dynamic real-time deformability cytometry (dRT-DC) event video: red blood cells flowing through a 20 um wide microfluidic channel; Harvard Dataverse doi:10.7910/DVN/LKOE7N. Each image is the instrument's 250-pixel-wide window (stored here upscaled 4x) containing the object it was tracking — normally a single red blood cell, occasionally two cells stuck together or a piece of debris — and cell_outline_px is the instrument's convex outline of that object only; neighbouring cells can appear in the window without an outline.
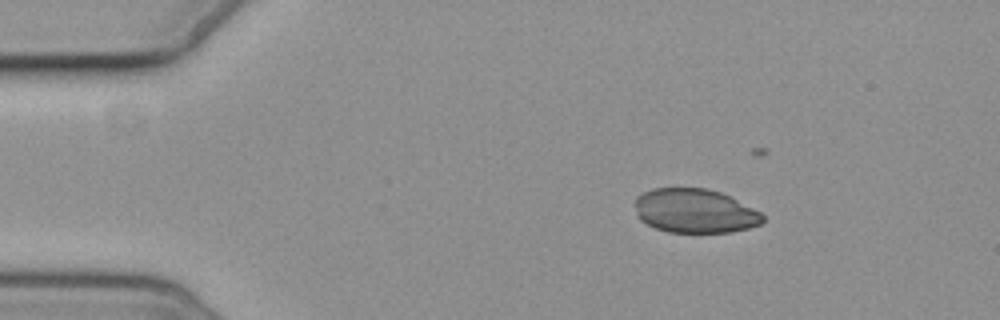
{"species": "common noctule bat (a hibernating species)", "species_latin": "Nyctalus noctula", "temperature_condition": "cold", "stored_images_in_passage": 5, "camera_frame_rate_fps": 3000, "um_per_image_px": 0.085, "animal": {"sex": "female", "body_mass_g": 19.3, "forearm_length_mm": 54.1}, "frame": {"image": 1, "passage_image": 2, "time_ms": 1.333, "image_size_px": [1000, 320], "cell_outline_px": [[764, 220], [760, 224], [748, 228], [732, 232], [668, 232], [656, 228], [640, 220], [636, 208], [636, 196], [652, 188], [704, 188], [720, 192], [760, 212], [764, 216]], "centroid_in_image_um": [59.05, 17.93], "position_along_channel_um": 25.9, "area_um2": 32.54}}